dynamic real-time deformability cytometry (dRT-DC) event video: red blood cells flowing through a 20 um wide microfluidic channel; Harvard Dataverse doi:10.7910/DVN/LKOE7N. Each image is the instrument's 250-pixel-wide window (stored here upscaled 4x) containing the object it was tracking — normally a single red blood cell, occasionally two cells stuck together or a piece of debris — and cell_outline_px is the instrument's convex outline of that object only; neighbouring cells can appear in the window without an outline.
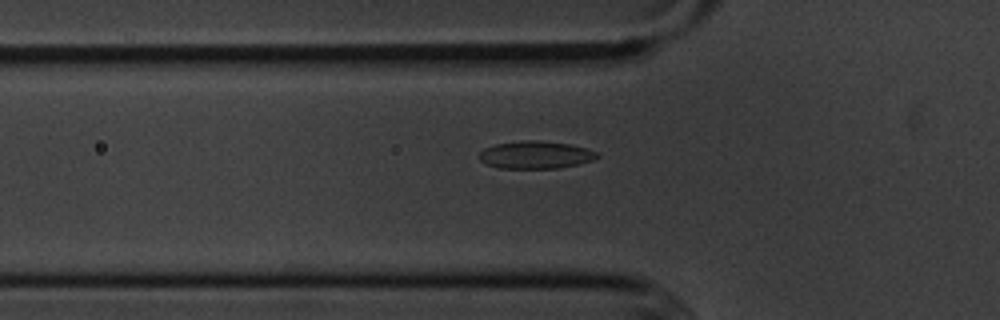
{"species": "common noctule bat (a hibernating species)", "species_latin": "Nyctalus noctula", "temperature_condition": "cold", "stored_images_in_passage": 40, "camera_frame_rate_fps": 3000, "um_per_image_px": 0.085, "animal": {"sex": "male", "body_mass_g": 20.1, "forearm_length_mm": 53.5}, "frame": {"image": 1, "passage_image": 8, "time_ms": 2.333, "image_size_px": [1000, 320], "cell_outline_px": [[600, 156], [592, 160], [580, 164], [560, 168], [500, 168], [488, 164], [480, 160], [480, 152], [484, 148], [496, 144], [520, 140], [540, 140], [572, 144], [588, 148], [596, 152]], "centroid_in_image_um": [45.57, 13.15], "position_along_channel_um": 80.2, "area_um2": 19.07}}
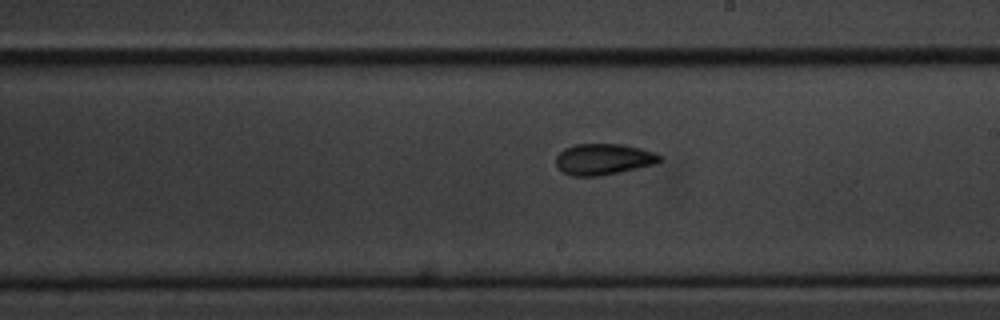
{"frame": {"image": 2, "passage_image": 21, "time_ms": 6.667, "image_size_px": [1000, 320], "cell_outline_px": [[664, 160], [656, 164], [620, 172], [596, 176], [572, 176], [564, 172], [556, 164], [556, 156], [564, 148], [576, 144], [624, 144], [656, 152], [664, 156]], "centroid_in_image_um": [51.37, 13.52], "position_along_channel_um": 237.6, "area_um2": 19.02}}
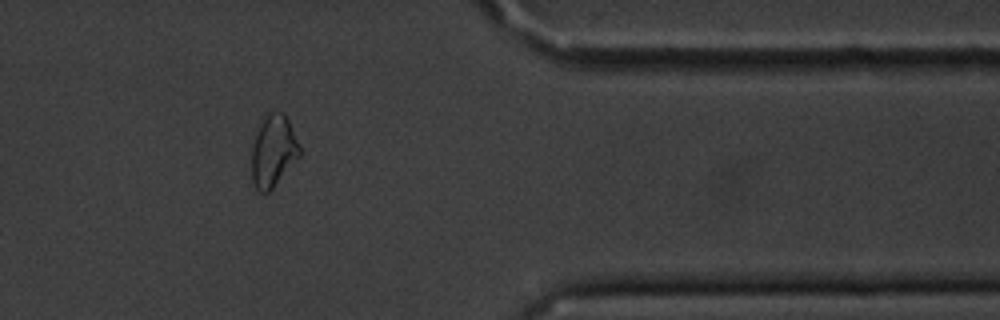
{"frame": {"image": 3, "passage_image": 35, "time_ms": 11.333, "image_size_px": [1000, 320], "cell_outline_px": [[300, 156], [272, 188], [268, 192], [260, 192], [256, 188], [252, 180], [252, 148], [264, 112], [280, 112], [288, 120], [300, 148]], "centroid_in_image_um": [23.21, 12.83], "position_along_channel_um": 388.2, "area_um2": 19.65}}